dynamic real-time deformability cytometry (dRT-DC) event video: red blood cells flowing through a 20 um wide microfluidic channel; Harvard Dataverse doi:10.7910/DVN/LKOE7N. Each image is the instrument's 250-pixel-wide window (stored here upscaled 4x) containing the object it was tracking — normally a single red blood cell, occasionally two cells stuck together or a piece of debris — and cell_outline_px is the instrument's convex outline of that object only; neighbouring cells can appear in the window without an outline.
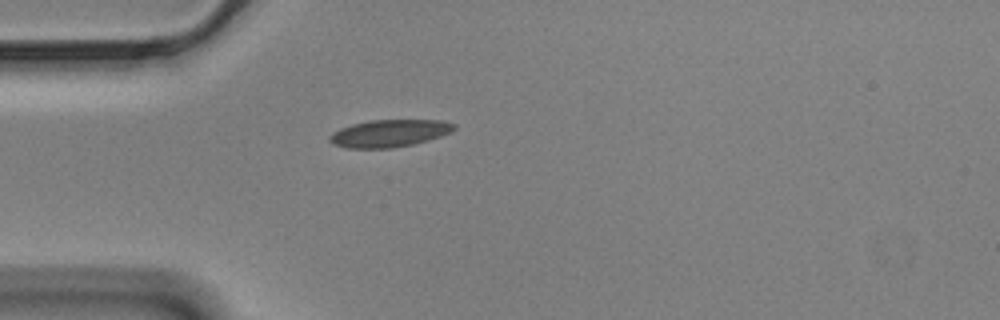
{"species": "Egyptian fruit bat (a non-hibernating species)", "species_latin": "Rousettus aegyptiacus", "temperature_condition": "cold", "stored_images_in_passage": 34, "camera_frame_rate_fps": 3000, "um_per_image_px": 0.085, "animal": {"sex": "male"}, "frame": {"image": 1, "passage_image": 1, "time_ms": 0.0, "image_size_px": [1000, 320], "cell_outline_px": [[456, 128], [452, 132], [428, 140], [412, 144], [392, 148], [344, 148], [332, 144], [328, 140], [328, 136], [332, 132], [340, 128], [352, 124], [368, 120], [440, 120], [456, 124]], "centroid_in_image_um": [33.06, 11.33], "position_along_channel_um": 51.9, "area_um2": 20.0}}
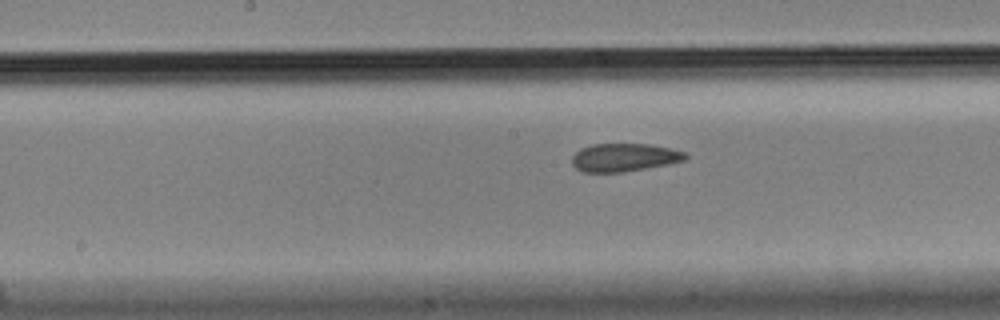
{"frame": {"image": 2, "passage_image": 14, "time_ms": 4.333, "image_size_px": [1000, 320], "cell_outline_px": [[688, 156], [684, 160], [668, 164], [624, 172], [584, 172], [576, 168], [572, 164], [572, 156], [580, 148], [592, 144], [648, 144], [672, 148], [684, 152]], "centroid_in_image_um": [53.04, 13.38], "position_along_channel_um": 195.2, "area_um2": 18.55}}
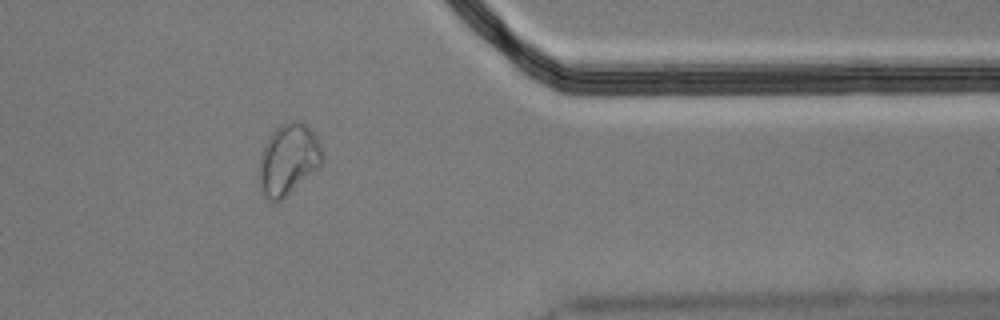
{"frame": {"image": 3, "passage_image": 32, "time_ms": 10.333, "image_size_px": [1000, 320], "cell_outline_px": [[324, 160], [320, 168], [280, 200], [268, 200], [260, 192], [256, 180], [256, 172], [260, 156], [264, 144], [272, 132], [280, 124], [288, 120], [292, 120], [304, 124], [316, 136], [324, 152]], "centroid_in_image_um": [24.47, 13.57], "position_along_channel_um": 386.9, "area_um2": 26.82}, "authors_computed_cell_mechanics": {"area_um2": 19.2474, "velocity_mm_per_s": 3.4778, "shape_relaxation_time_tau1_ms": null, "shape_relaxation_time_tau2_ms": 1.5857, "deformation_change_tau1": null, "deformation_change_tau2": 0.0515}}